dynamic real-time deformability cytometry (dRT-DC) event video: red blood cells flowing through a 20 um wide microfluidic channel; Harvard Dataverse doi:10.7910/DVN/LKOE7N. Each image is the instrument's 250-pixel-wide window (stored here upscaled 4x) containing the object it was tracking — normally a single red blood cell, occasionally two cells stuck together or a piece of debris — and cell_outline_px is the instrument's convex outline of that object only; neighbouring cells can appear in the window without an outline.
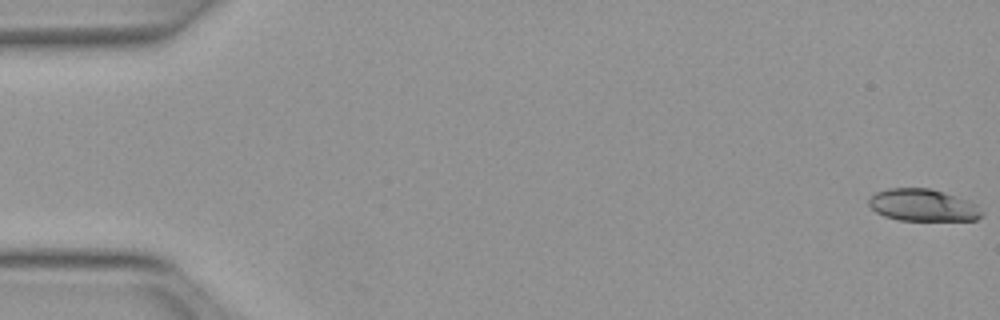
{"species": "Egyptian fruit bat (a non-hibernating species)", "species_latin": "Rousettus aegyptiacus", "temperature_condition": "warm", "stored_images_in_passage": 49, "camera_frame_rate_fps": 3000, "um_per_image_px": 0.085, "animal": {"sex": "female"}, "frame": {"image": 1, "passage_image": 1, "time_ms": 0.0, "image_size_px": [1000, 320], "cell_outline_px": [[984, 212], [976, 220], [900, 220], [884, 216], [876, 212], [868, 204], [868, 200], [876, 192], [888, 188], [928, 188], [944, 192], [968, 200], [976, 204]], "centroid_in_image_um": [78.45, 17.44], "position_along_channel_um": 6.6, "area_um2": 21.1}}
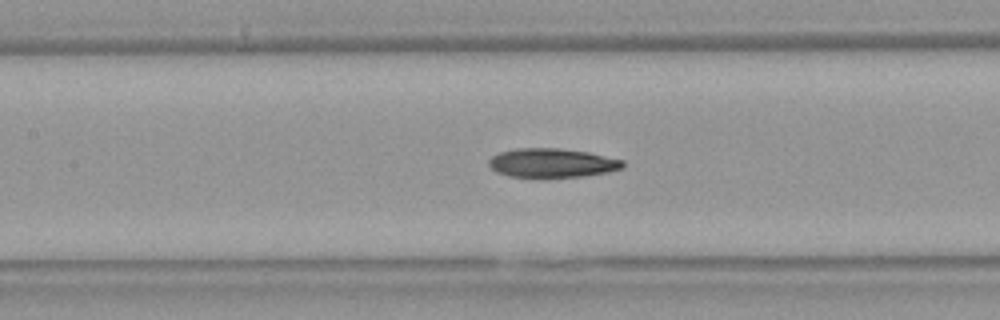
{"frame": {"image": 2, "passage_image": 24, "time_ms": 7.667, "image_size_px": [1000, 320], "cell_outline_px": [[624, 168], [608, 172], [584, 176], [544, 180], [508, 176], [496, 172], [488, 164], [488, 160], [492, 156], [500, 152], [516, 148], [560, 148], [588, 152], [624, 160]], "centroid_in_image_um": [46.91, 13.89], "position_along_channel_um": 160.5, "area_um2": 23.58}}
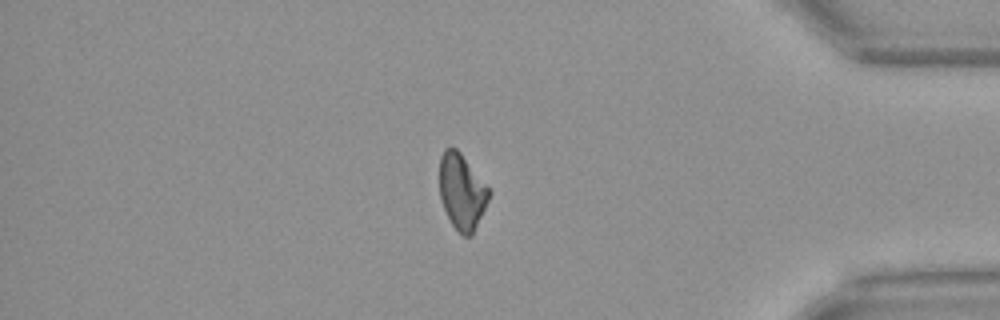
{"frame": {"image": 3, "passage_image": 44, "time_ms": 14.333, "image_size_px": [1000, 320], "cell_outline_px": [[492, 192], [472, 236], [464, 236], [452, 224], [440, 200], [440, 156], [444, 148], [456, 148], [460, 152]], "centroid_in_image_um": [39.26, 16.28], "position_along_channel_um": 395.9, "area_um2": 21.56}}